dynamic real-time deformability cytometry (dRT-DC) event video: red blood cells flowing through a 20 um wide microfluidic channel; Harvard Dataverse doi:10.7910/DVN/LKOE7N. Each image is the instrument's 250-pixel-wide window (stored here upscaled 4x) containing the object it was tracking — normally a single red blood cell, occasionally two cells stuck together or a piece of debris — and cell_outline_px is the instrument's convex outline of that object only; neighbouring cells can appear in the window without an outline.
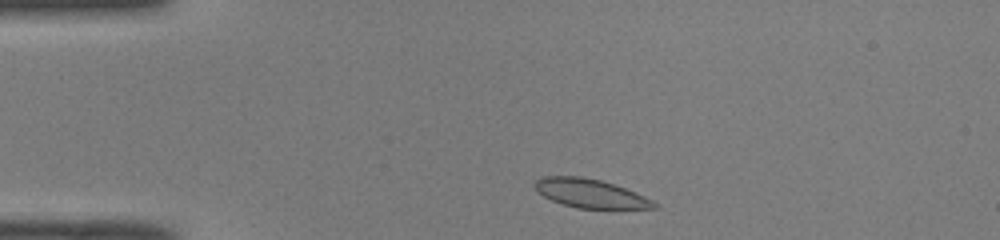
{"species": "common noctule bat (a hibernating species)", "species_latin": "Nyctalus noctula", "temperature_condition": "room temperature", "stored_images_in_passage": 41, "camera_frame_rate_fps": 3000, "um_per_image_px": 0.085, "animal": {"sex": "male", "body_mass_g": 19.0, "forearm_length_mm": 50.8}, "frame": {"image": 1, "passage_image": 2, "time_ms": 0.333, "image_size_px": [1000, 240], "cell_outline_px": [[660, 208], [576, 208], [552, 200], [536, 192], [532, 184], [540, 176], [580, 176], [600, 180], [636, 192], [652, 200]], "centroid_in_image_um": [50.12, 16.43], "position_along_channel_um": 34.9, "area_um2": 19.88}}
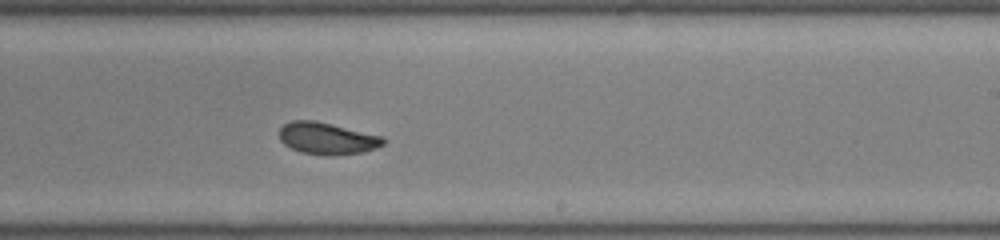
{"frame": {"image": 2, "passage_image": 22, "time_ms": 7.0, "image_size_px": [1000, 240], "cell_outline_px": [[388, 140], [384, 144], [376, 148], [364, 152], [332, 156], [324, 156], [300, 152], [284, 144], [280, 140], [280, 128], [284, 124], [292, 120], [312, 120], [332, 124], [384, 136]], "centroid_in_image_um": [27.85, 11.77], "position_along_channel_um": 261.2, "area_um2": 19.59}}
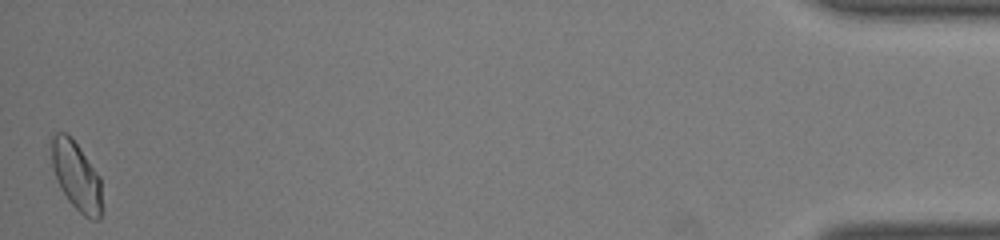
{"frame": {"image": 3, "passage_image": 41, "time_ms": 13.333, "image_size_px": [1000, 240], "cell_outline_px": [[104, 208], [100, 220], [92, 220], [84, 216], [68, 200], [60, 188], [52, 164], [52, 136], [56, 132], [68, 132], [72, 136], [100, 176]], "centroid_in_image_um": [6.55, 14.98], "position_along_channel_um": 428.7, "area_um2": 20.63}, "authors_computed_cell_mechanics": {"area_um2": 19.5942, "velocity_mm_per_s": 4.0612, "shape_relaxation_time_tau1_ms": 4.9647, "shape_relaxation_time_tau2_ms": 1.0493, "deformation_change_tau1": 0.1196, "deformation_change_tau2": 0.0304}}